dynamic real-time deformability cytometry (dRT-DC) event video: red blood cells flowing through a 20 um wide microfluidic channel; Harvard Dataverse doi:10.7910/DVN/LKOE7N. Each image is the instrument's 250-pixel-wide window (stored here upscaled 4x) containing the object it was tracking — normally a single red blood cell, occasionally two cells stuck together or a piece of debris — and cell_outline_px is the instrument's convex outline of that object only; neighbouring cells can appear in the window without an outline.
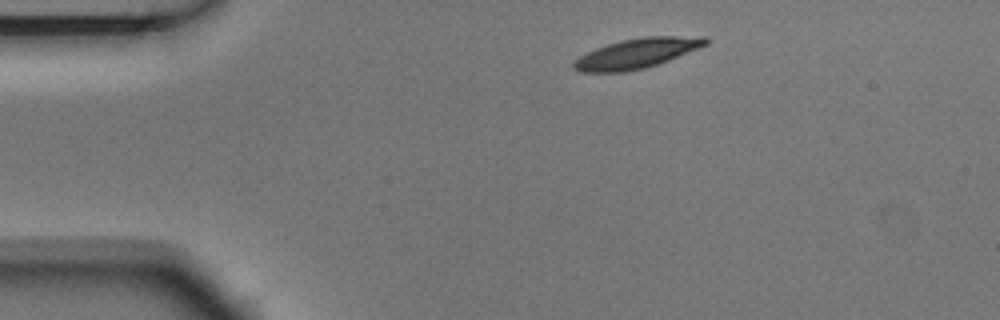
{"species": "Egyptian fruit bat (a non-hibernating species)", "species_latin": "Rousettus aegyptiacus", "temperature_condition": "room temperature", "stored_images_in_passage": 7, "segment_of_instrument_passage": [2, 2], "camera_frame_rate_fps": 3000, "um_per_image_px": 0.085, "animal": {"sex": "male"}, "frame": {"image": 1, "passage_image": 7, "time_ms": 2.0, "image_size_px": [1000, 320], "cell_outline_px": [[708, 44], [668, 60], [644, 68], [624, 72], [580, 72], [572, 68], [572, 64], [580, 56], [596, 48], [620, 40], [640, 36], [708, 36]], "centroid_in_image_um": [54.13, 4.52], "position_along_channel_um": 30.9, "area_um2": 22.89}}